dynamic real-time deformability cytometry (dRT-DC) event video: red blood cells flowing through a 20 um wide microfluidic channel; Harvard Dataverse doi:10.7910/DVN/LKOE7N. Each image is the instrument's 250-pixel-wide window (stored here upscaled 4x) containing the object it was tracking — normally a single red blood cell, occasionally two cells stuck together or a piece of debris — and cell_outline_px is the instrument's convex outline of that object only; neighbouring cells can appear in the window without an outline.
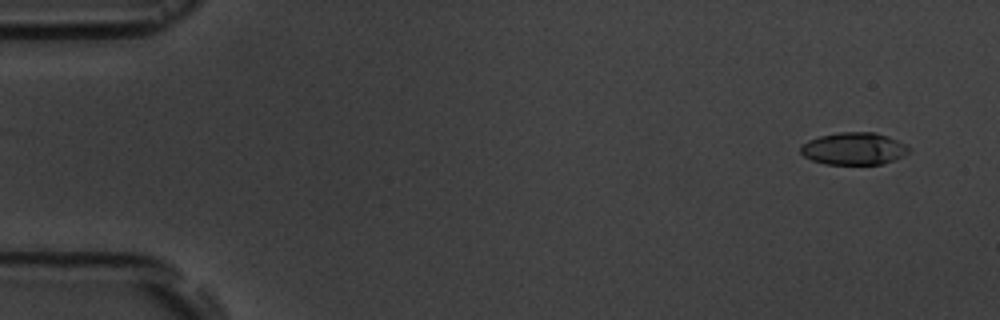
{"species": "common noctule bat (a hibernating species)", "species_latin": "Nyctalus noctula", "temperature_condition": "room temperature", "stored_images_in_passage": 2, "camera_frame_rate_fps": 3000, "um_per_image_px": 0.085, "animal": {"sex": "male", "body_mass_g": 19.5, "forearm_length_mm": 54.6}, "frame": {"image": 1, "passage_image": 2, "time_ms": 1.333, "image_size_px": [1000, 320], "cell_outline_px": [[912, 148], [908, 152], [892, 160], [880, 164], [824, 164], [812, 160], [804, 156], [800, 152], [800, 144], [808, 140], [820, 136], [840, 132], [876, 132], [888, 136]], "centroid_in_image_um": [72.53, 12.62], "position_along_channel_um": 12.5, "area_um2": 20.29}}